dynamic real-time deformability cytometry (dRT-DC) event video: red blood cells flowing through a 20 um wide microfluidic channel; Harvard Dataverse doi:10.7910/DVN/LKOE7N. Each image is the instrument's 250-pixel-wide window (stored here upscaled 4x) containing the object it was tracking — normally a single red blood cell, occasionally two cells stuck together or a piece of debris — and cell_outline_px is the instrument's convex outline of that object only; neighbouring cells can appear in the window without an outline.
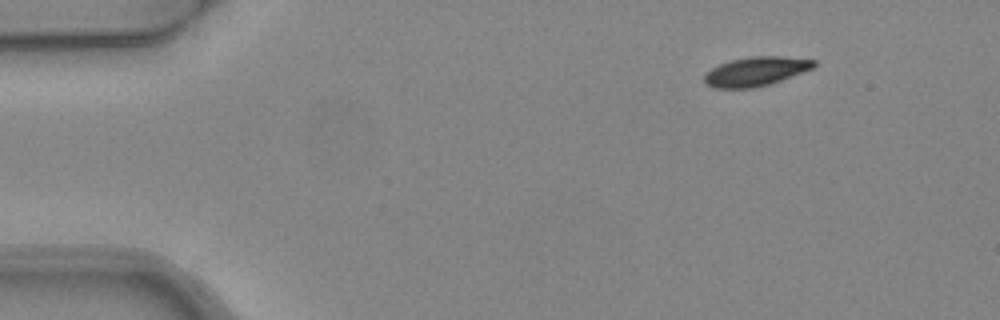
{"species": "common noctule bat (a hibernating species)", "species_latin": "Nyctalus noctula", "temperature_condition": "warm", "stored_images_in_passage": 6, "camera_frame_rate_fps": 3000, "um_per_image_px": 0.085, "animal": {"sex": "female", "body_mass_g": 24.6, "forearm_length_mm": 56.2}, "frame": {"image": 1, "passage_image": 1, "time_ms": 0.0, "image_size_px": [1000, 320], "cell_outline_px": [[816, 68], [756, 88], [712, 88], [704, 84], [704, 72], [720, 64], [732, 60], [752, 56], [780, 56], [816, 60]], "centroid_in_image_um": [64.23, 6.07], "position_along_channel_um": 20.8, "area_um2": 18.73}}
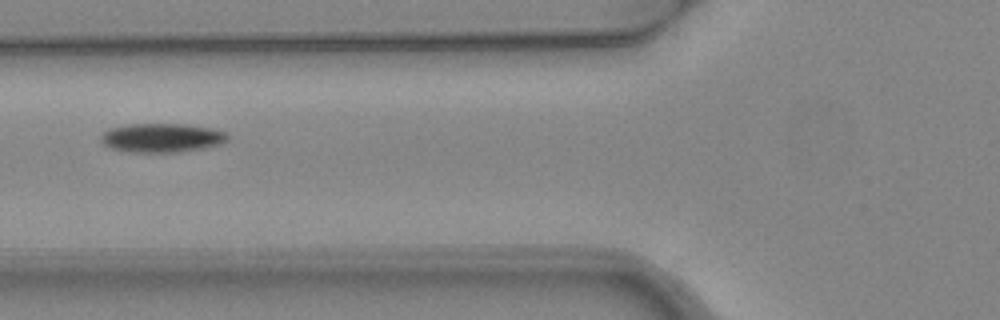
{"frame": {"image": 2, "passage_image": 5, "time_ms": 1.333, "image_size_px": [1000, 320], "cell_outline_px": [[228, 140], [220, 144], [204, 148], [180, 152], [128, 152], [108, 148], [100, 140], [100, 136], [108, 128], [128, 124], [184, 124], [212, 128], [228, 132]], "centroid_in_image_um": [13.74, 11.71], "position_along_channel_um": 112.1, "area_um2": 21.68}}
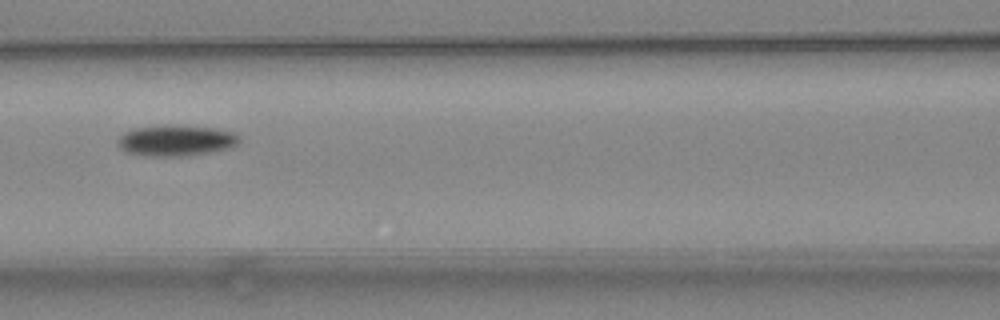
{"frame": {"image": 3, "passage_image": 6, "time_ms": 1.667, "image_size_px": [1000, 320], "cell_outline_px": [[240, 140], [236, 144], [228, 148], [188, 156], [144, 156], [124, 152], [116, 144], [116, 140], [124, 132], [136, 128], [164, 124], [216, 128], [232, 132], [240, 136]], "centroid_in_image_um": [14.9, 11.94], "position_along_channel_um": 151.7, "area_um2": 22.14}}